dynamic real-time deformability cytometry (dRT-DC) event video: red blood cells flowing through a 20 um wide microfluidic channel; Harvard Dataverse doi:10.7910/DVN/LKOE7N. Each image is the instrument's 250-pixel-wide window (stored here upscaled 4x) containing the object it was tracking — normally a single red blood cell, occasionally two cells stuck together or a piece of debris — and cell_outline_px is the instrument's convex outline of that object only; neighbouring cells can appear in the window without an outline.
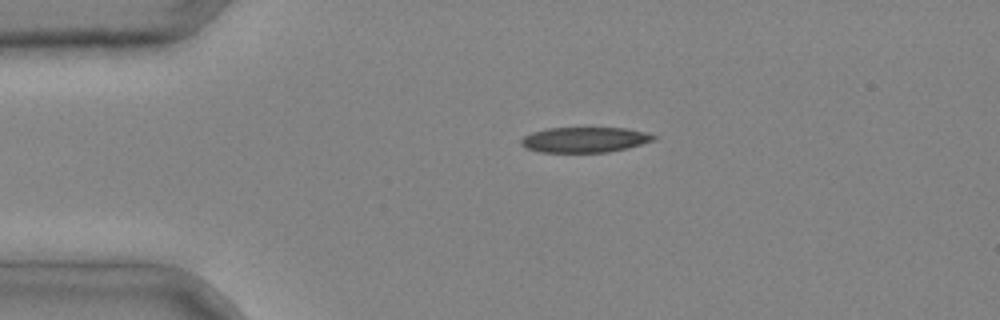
{"species": "common noctule bat (a hibernating species)", "species_latin": "Nyctalus noctula", "temperature_condition": "cold", "stored_images_in_passage": 4, "camera_frame_rate_fps": 3000, "um_per_image_px": 0.085, "animal": {"sex": "male", "body_mass_g": 20.4}, "frame": {"image": 1, "passage_image": 4, "time_ms": 1.0, "image_size_px": [1000, 320], "cell_outline_px": [[656, 140], [628, 148], [608, 152], [540, 152], [528, 148], [520, 144], [520, 140], [524, 136], [532, 132], [544, 128], [628, 128], [644, 132], [656, 136]], "centroid_in_image_um": [49.7, 11.87], "position_along_channel_um": 35.3, "area_um2": 19.59}}